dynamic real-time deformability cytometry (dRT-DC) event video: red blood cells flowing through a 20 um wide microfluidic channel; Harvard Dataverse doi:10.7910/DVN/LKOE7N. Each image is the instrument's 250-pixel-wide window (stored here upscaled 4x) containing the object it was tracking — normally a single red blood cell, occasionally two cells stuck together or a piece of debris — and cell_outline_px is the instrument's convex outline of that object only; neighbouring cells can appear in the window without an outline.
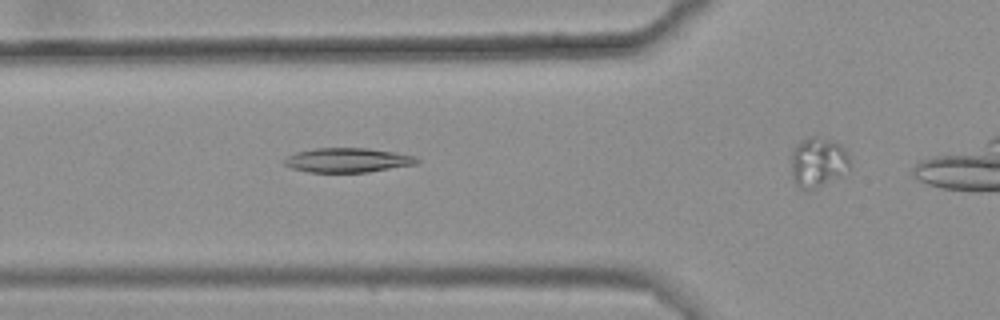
{"species": "common noctule bat (a hibernating species)", "species_latin": "Nyctalus noctula", "temperature_condition": "warm", "stored_images_in_passage": 31, "camera_frame_rate_fps": 3000, "um_per_image_px": 0.085, "animal": {"sex": "female", "body_mass_g": 25.1}, "frame": {"image": 1, "passage_image": 6, "time_ms": 1.667, "image_size_px": [1000, 320], "cell_outline_px": [[420, 160], [416, 164], [368, 172], [308, 172], [292, 168], [284, 164], [284, 160], [288, 156], [296, 152], [316, 148], [368, 148], [416, 156]], "centroid_in_image_um": [29.55, 13.61], "position_along_channel_um": 96.3, "area_um2": 18.73}}
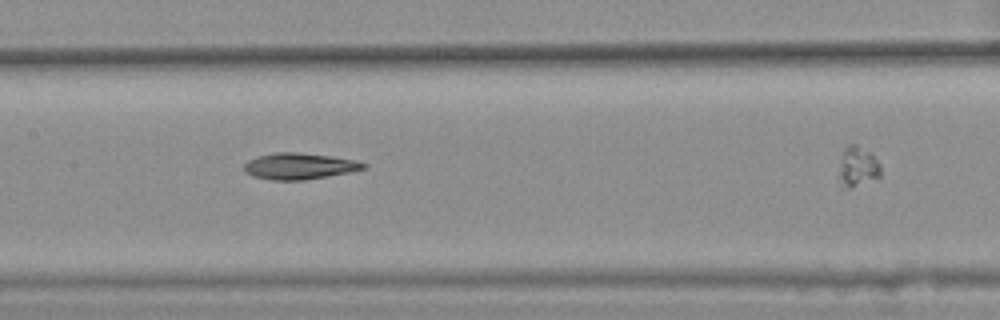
{"frame": {"image": 2, "passage_image": 13, "time_ms": 4.0, "image_size_px": [1000, 320], "cell_outline_px": [[368, 168], [348, 172], [304, 180], [272, 180], [252, 176], [244, 172], [244, 164], [248, 160], [256, 156], [276, 152], [296, 152], [332, 156], [356, 160], [368, 164]], "centroid_in_image_um": [25.43, 14.11], "position_along_channel_um": 182.0, "area_um2": 18.38}}
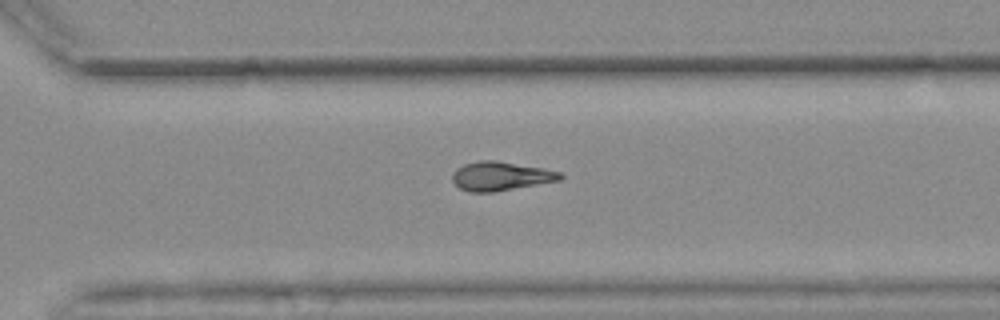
{"frame": {"image": 3, "passage_image": 25, "time_ms": 8.0, "image_size_px": [1000, 320], "cell_outline_px": [[564, 176], [560, 180], [492, 192], [468, 192], [460, 188], [452, 180], [452, 172], [456, 168], [464, 164], [480, 160], [496, 160], [544, 168], [560, 172]], "centroid_in_image_um": [42.53, 14.96], "position_along_channel_um": 328.1, "area_um2": 18.15}}